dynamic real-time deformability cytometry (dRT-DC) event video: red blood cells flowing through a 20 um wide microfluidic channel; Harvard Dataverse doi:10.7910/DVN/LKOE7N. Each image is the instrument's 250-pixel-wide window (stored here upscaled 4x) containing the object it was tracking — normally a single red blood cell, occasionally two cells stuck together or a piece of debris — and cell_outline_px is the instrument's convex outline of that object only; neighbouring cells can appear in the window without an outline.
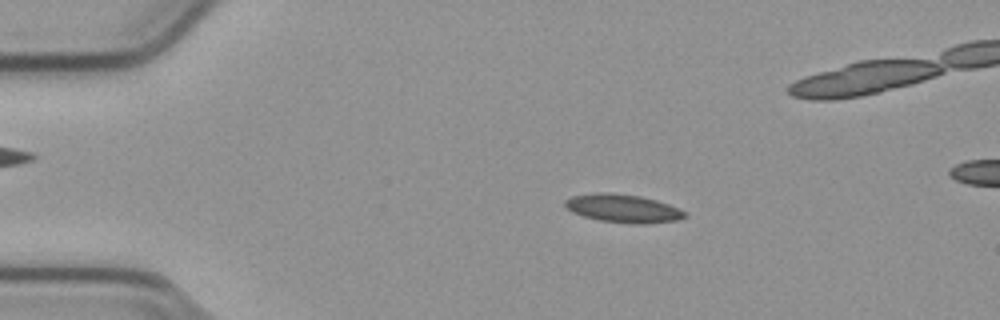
{"species": "common noctule bat (a hibernating species)", "species_latin": "Nyctalus noctula", "temperature_condition": "cold", "stored_images_in_passage": 55, "camera_frame_rate_fps": 3000, "um_per_image_px": 0.085, "animal": {"sex": "male", "body_mass_g": 23.1, "forearm_length_mm": 52.7}, "frame": {"image": 1, "passage_image": 10, "time_ms": 3.0, "image_size_px": [1000, 320], "cell_outline_px": [[688, 216], [676, 220], [644, 224], [632, 224], [600, 220], [584, 216], [572, 212], [564, 208], [564, 200], [572, 196], [596, 192], [608, 192], [640, 196], [656, 200], [668, 204], [684, 212]], "centroid_in_image_um": [52.9, 17.71], "position_along_channel_um": 32.1, "area_um2": 19.65}}
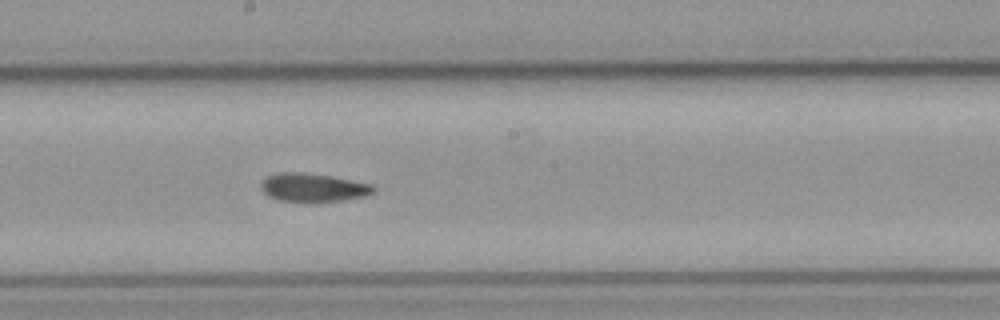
{"frame": {"image": 2, "passage_image": 29, "time_ms": 9.333, "image_size_px": [1000, 320], "cell_outline_px": [[376, 188], [372, 192], [364, 196], [340, 200], [280, 200], [268, 196], [260, 188], [260, 184], [268, 176], [280, 172], [304, 172], [332, 176], [372, 184]], "centroid_in_image_um": [26.6, 15.9], "position_along_channel_um": 221.6, "area_um2": 18.09}}
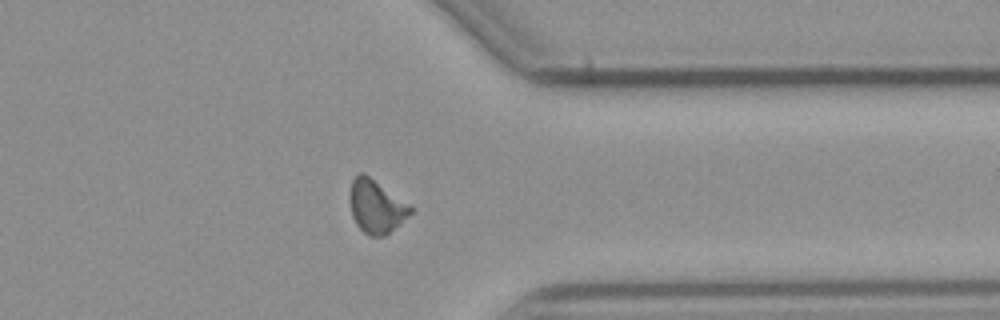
{"frame": {"image": 3, "passage_image": 42, "time_ms": 13.667, "image_size_px": [1000, 320], "cell_outline_px": [[416, 208], [400, 224], [384, 236], [368, 236], [356, 224], [352, 216], [348, 196], [352, 180], [360, 172], [364, 172], [412, 204]], "centroid_in_image_um": [32.0, 17.52], "position_along_channel_um": 379.4, "area_um2": 19.36}, "authors_computed_cell_mechanics": {"area_um2": 18.5538, "velocity_mm_per_s": 3.789, "shape_relaxation_time_tau1_ms": 8.0829, "shape_relaxation_time_tau2_ms": 3.834, "deformation_change_tau1": 0.1609, "deformation_change_tau2": 0.1064}}